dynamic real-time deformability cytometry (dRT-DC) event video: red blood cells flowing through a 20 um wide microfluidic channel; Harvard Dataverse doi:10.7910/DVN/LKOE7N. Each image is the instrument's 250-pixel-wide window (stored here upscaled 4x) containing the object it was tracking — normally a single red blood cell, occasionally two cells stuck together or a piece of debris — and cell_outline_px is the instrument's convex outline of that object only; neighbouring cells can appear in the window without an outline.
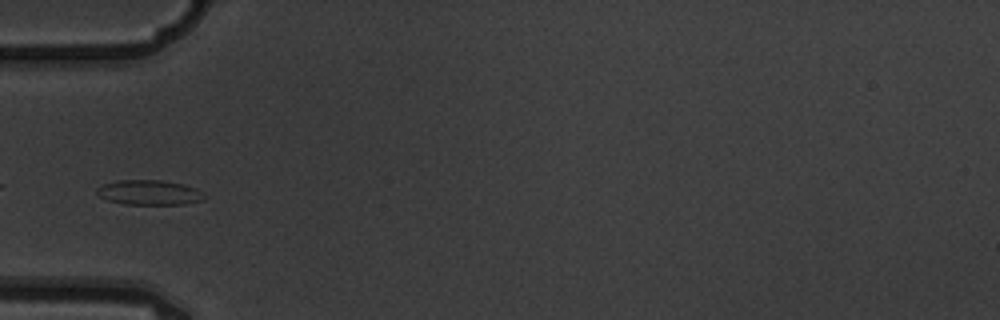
{"species": "common noctule bat (a hibernating species)", "species_latin": "Nyctalus noctula", "temperature_condition": "warm", "stored_images_in_passage": 6, "camera_frame_rate_fps": 3000, "um_per_image_px": 0.085, "animal": {"sex": "male", "body_mass_g": 19.5, "forearm_length_mm": 54.6}, "frame": {"image": 1, "passage_image": 6, "time_ms": 1.667, "image_size_px": [1000, 320], "cell_outline_px": [[204, 200], [184, 204], [124, 204], [108, 200], [100, 196], [96, 192], [96, 188], [104, 184], [120, 180], [160, 180], [184, 184], [196, 188], [204, 196]], "centroid_in_image_um": [12.68, 16.36], "position_along_channel_um": 72.3, "area_um2": 15.43}}